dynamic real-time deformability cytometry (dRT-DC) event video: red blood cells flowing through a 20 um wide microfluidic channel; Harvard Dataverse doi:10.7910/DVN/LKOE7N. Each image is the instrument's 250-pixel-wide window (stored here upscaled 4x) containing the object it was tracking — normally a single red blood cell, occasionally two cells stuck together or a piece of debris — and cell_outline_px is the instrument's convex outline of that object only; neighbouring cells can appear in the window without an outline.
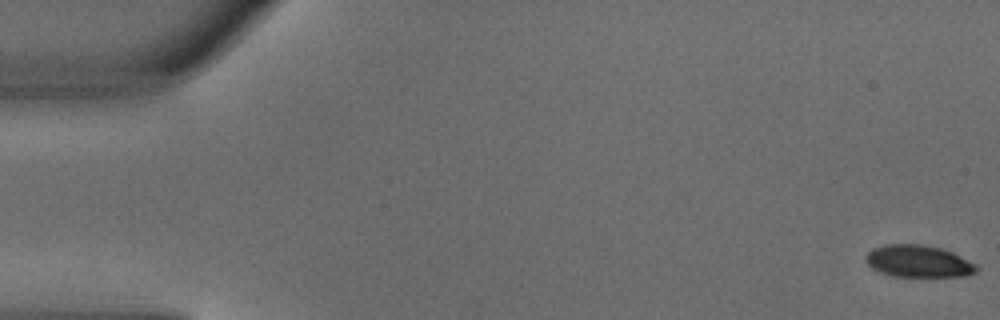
{"species": "common noctule bat (a hibernating species)", "species_latin": "Nyctalus noctula", "temperature_condition": "warm", "stored_images_in_passage": 6, "camera_frame_rate_fps": 3000, "um_per_image_px": 0.085, "animal": {"sex": "male", "body_mass_g": 18.8}, "frame": {"image": 1, "passage_image": 1, "time_ms": 0.0, "image_size_px": [1000, 320], "cell_outline_px": [[980, 268], [976, 272], [968, 276], [892, 276], [880, 272], [872, 268], [864, 260], [864, 256], [872, 248], [884, 244], [920, 244], [940, 248], [952, 252], [976, 264]], "centroid_in_image_um": [78.04, 22.2], "position_along_channel_um": 7.0, "area_um2": 20.81}}
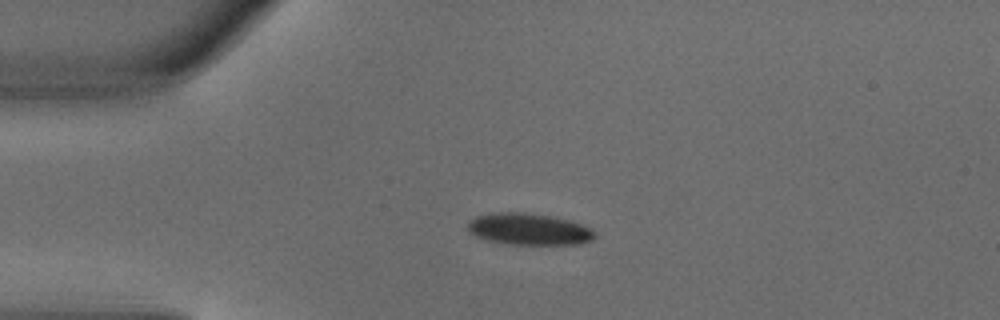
{"frame": {"image": 2, "passage_image": 4, "time_ms": 1.0, "image_size_px": [1000, 320], "cell_outline_px": [[596, 236], [592, 240], [580, 244], [508, 244], [488, 240], [476, 236], [468, 232], [468, 220], [476, 216], [488, 212], [524, 212], [552, 216], [568, 220], [580, 224], [596, 232]], "centroid_in_image_um": [44.91, 19.47], "position_along_channel_um": 40.1, "area_um2": 23.52}}